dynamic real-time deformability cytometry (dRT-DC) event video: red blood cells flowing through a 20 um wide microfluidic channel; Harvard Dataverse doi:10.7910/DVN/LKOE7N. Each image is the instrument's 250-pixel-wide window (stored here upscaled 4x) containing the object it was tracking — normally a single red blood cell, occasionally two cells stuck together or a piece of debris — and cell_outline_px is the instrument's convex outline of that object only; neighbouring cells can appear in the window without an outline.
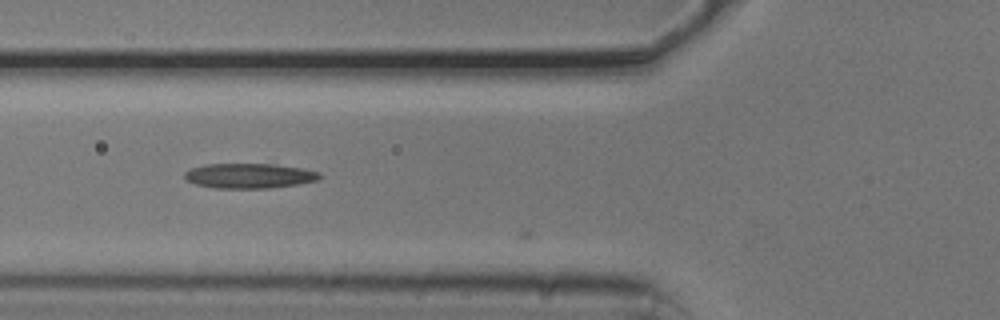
{"species": "common noctule bat (a hibernating species)", "species_latin": "Nyctalus noctula", "temperature_condition": "cold", "stored_images_in_passage": 4, "camera_frame_rate_fps": 3000, "um_per_image_px": 0.085, "animal": {"sex": "male", "body_mass_g": 20.5, "forearm_length_mm": 52.5}, "frame": {"image": 1, "passage_image": 3, "time_ms": 0.667, "image_size_px": [1000, 320], "cell_outline_px": [[320, 176], [316, 180], [296, 184], [268, 188], [216, 188], [196, 184], [188, 180], [184, 176], [184, 172], [192, 168], [204, 164], [276, 164], [304, 168], [320, 172]], "centroid_in_image_um": [21.18, 14.93], "position_along_channel_um": 104.6, "area_um2": 19.48}}